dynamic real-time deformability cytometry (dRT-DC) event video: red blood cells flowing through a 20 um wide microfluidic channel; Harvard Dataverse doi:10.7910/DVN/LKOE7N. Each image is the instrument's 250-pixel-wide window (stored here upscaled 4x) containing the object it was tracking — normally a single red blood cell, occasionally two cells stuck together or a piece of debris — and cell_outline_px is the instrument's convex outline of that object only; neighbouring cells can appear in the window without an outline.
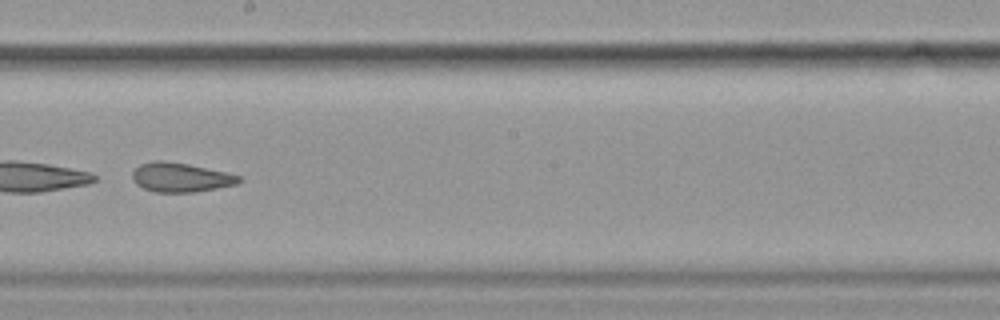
{"species": "common noctule bat (a hibernating species)", "species_latin": "Nyctalus noctula", "temperature_condition": "cold", "stored_images_in_passage": 55, "camera_frame_rate_fps": 3000, "um_per_image_px": 0.085, "animal": {"sex": "female", "body_mass_g": 19.9}, "frame": {"image": 1, "passage_image": 32, "time_ms": 10.333, "image_size_px": [1000, 320], "cell_outline_px": [[244, 180], [236, 184], [196, 192], [156, 192], [144, 188], [136, 184], [132, 180], [132, 172], [140, 164], [152, 160], [164, 160], [188, 164], [224, 172], [240, 176]], "centroid_in_image_um": [15.33, 15.07], "position_along_channel_um": 232.9, "area_um2": 18.15}}